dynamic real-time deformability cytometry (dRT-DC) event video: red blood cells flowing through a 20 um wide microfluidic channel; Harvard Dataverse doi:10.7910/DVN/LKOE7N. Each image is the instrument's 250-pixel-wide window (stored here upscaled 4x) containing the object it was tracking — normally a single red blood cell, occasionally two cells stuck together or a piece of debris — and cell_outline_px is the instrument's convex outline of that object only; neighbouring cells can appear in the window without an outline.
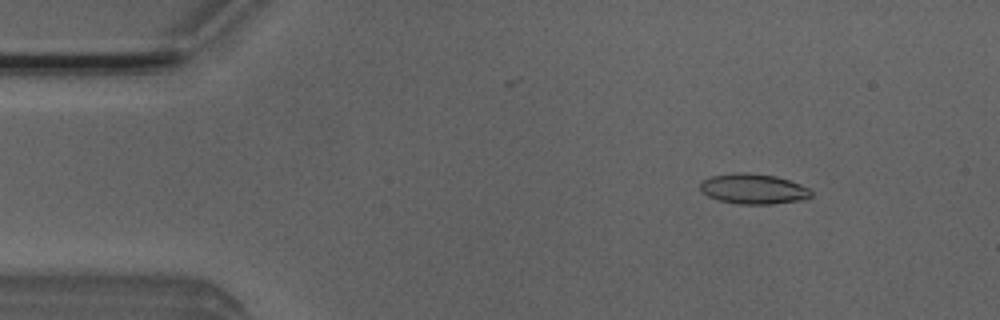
{"species": "Egyptian fruit bat (a non-hibernating species)", "species_latin": "Rousettus aegyptiacus", "temperature_condition": "room temperature", "stored_images_in_passage": 5, "camera_frame_rate_fps": 3000, "um_per_image_px": 0.085, "animal": {"sex": "male"}, "frame": {"image": 1, "passage_image": 2, "time_ms": 0.333, "image_size_px": [1000, 320], "cell_outline_px": [[812, 196], [804, 200], [772, 204], [740, 204], [716, 200], [708, 196], [700, 188], [700, 184], [704, 180], [712, 176], [736, 172], [748, 172], [776, 176], [800, 184], [808, 188], [812, 192]], "centroid_in_image_um": [64.06, 16.06], "position_along_channel_um": 20.9, "area_um2": 19.59}}